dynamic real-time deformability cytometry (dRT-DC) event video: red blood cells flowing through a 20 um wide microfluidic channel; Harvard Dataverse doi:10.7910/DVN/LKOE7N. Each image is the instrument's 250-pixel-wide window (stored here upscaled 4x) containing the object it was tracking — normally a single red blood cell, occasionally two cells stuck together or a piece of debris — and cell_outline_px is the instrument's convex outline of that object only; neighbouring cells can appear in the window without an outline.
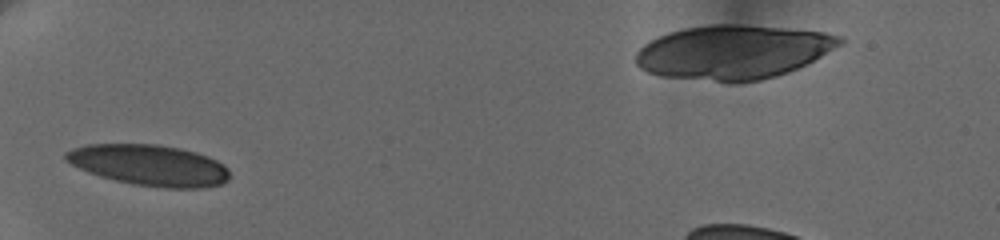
{"species": "human", "species_latin": "Homo sapiens", "temperature_condition": "cold", "stored_images_in_passage": 2, "camera_frame_rate_fps": 3000, "um_per_image_px": 0.085, "donor": {"sex": "female"}, "frame": {"image": 1, "passage_image": 1, "time_ms": 0.0, "image_size_px": [1000, 240], "cell_outline_px": [[228, 180], [220, 184], [200, 188], [164, 188], [132, 184], [100, 176], [88, 172], [64, 160], [64, 152], [72, 148], [88, 144], [156, 144], [180, 148], [196, 152], [208, 156], [224, 164], [228, 168]], "centroid_in_image_um": [12.68, 14.03], "position_along_channel_um": 72.3, "area_um2": 39.19}}